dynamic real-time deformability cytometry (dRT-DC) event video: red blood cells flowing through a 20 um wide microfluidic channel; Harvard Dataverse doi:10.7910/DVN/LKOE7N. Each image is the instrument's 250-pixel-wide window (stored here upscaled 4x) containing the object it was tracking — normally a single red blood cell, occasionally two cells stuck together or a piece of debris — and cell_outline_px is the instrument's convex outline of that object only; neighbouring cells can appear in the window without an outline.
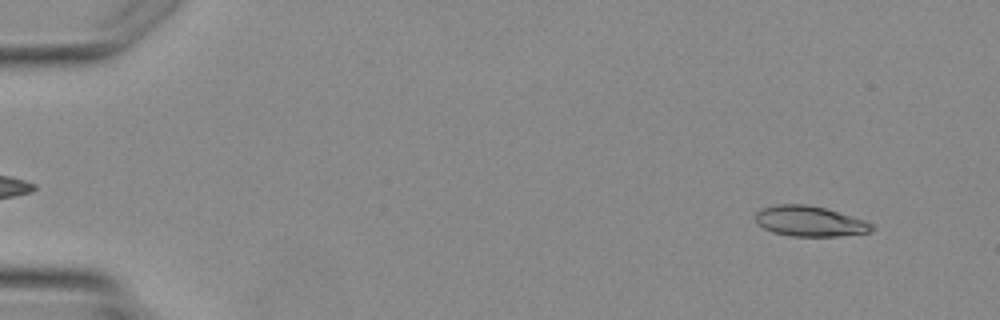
{"species": "Egyptian fruit bat (a non-hibernating species)", "species_latin": "Rousettus aegyptiacus", "temperature_condition": "warm", "stored_images_in_passage": 4, "camera_frame_rate_fps": 3000, "um_per_image_px": 0.085, "animal": {"sex": "female"}, "frame": {"image": 1, "passage_image": 1, "time_ms": 0.0, "image_size_px": [1000, 320], "cell_outline_px": [[876, 228], [872, 232], [836, 236], [792, 236], [772, 232], [764, 228], [756, 220], [756, 212], [760, 208], [776, 204], [808, 204], [824, 208], [864, 220], [872, 224]], "centroid_in_image_um": [68.83, 18.8], "position_along_channel_um": 16.2, "area_um2": 20.52}}